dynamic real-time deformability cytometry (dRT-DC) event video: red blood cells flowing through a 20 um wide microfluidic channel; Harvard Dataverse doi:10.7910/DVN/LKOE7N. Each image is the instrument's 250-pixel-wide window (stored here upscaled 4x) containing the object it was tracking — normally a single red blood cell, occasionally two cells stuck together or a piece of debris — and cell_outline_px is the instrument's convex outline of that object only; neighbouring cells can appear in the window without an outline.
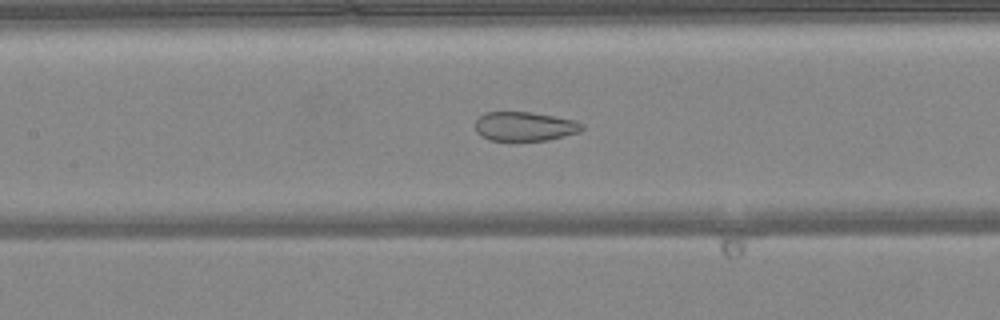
{"species": "common noctule bat (a hibernating species)", "species_latin": "Nyctalus noctula", "temperature_condition": "warm", "stored_images_in_passage": 47, "camera_frame_rate_fps": 3000, "um_per_image_px": 0.085, "animal": {"sex": "female", "body_mass_g": 24.6, "forearm_length_mm": 56.2}, "frame": {"image": 1, "passage_image": 21, "time_ms": 6.667, "image_size_px": [1000, 320], "cell_outline_px": [[584, 128], [580, 132], [548, 140], [492, 140], [476, 132], [476, 120], [484, 112], [532, 112], [576, 120], [584, 124]], "centroid_in_image_um": [44.65, 10.73], "position_along_channel_um": 162.8, "area_um2": 18.09}}
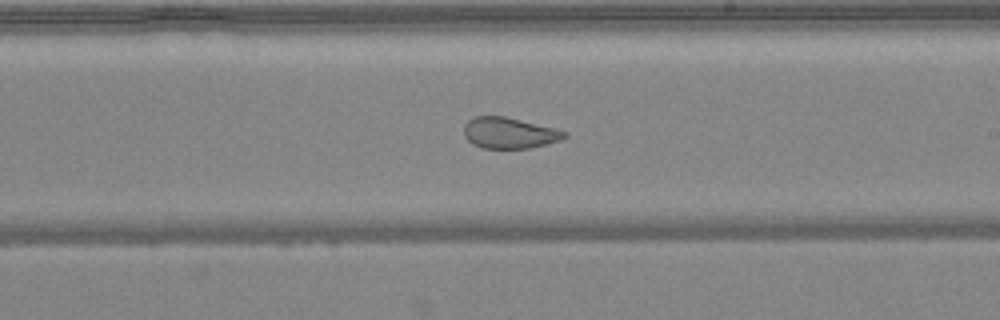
{"frame": {"image": 2, "passage_image": 27, "time_ms": 8.667, "image_size_px": [1000, 320], "cell_outline_px": [[568, 136], [560, 140], [528, 148], [480, 148], [472, 144], [464, 136], [464, 124], [472, 116], [504, 116], [556, 128], [568, 132]], "centroid_in_image_um": [43.27, 11.29], "position_along_channel_um": 245.7, "area_um2": 18.26}}
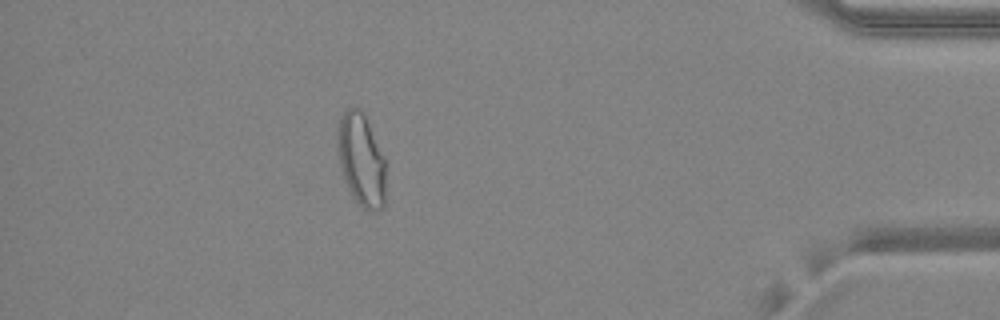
{"frame": {"image": 3, "passage_image": 42, "time_ms": 13.667, "image_size_px": [1000, 320], "cell_outline_px": [[384, 208], [376, 212], [364, 208], [352, 196], [348, 188], [340, 164], [336, 140], [336, 128], [340, 116], [352, 104], [360, 108], [364, 112], [384, 156]], "centroid_in_image_um": [30.68, 13.51], "position_along_channel_um": 404.5, "area_um2": 26.24}, "authors_computed_cell_mechanics": {"area_um2": 24.4494, "velocity_mm_per_s": 4.1475, "shape_relaxation_time_tau1_ms": null, "shape_relaxation_time_tau2_ms": 0.8504, "deformation_change_tau1": null, "deformation_change_tau2": 0.072}}